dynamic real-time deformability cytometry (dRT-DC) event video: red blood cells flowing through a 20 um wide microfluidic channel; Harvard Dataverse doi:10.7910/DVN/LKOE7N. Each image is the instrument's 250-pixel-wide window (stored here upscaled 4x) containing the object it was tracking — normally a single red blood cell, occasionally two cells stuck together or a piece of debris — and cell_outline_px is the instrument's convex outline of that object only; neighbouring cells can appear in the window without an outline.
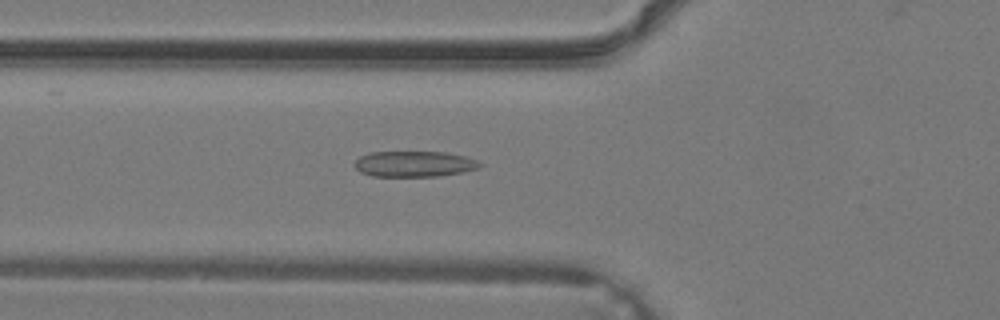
{"species": "common noctule bat (a hibernating species)", "species_latin": "Nyctalus noctula", "temperature_condition": "warm", "stored_images_in_passage": 32, "camera_frame_rate_fps": 3000, "um_per_image_px": 0.085, "animal": {"sex": "male", "body_mass_g": 19.2, "forearm_length_mm": 51.8}, "frame": {"image": 1, "passage_image": 8, "time_ms": 2.333, "image_size_px": [1000, 320], "cell_outline_px": [[484, 164], [480, 168], [464, 172], [440, 176], [372, 176], [360, 172], [356, 168], [356, 160], [360, 156], [372, 152], [444, 152], [464, 156], [476, 160]], "centroid_in_image_um": [35.26, 13.94], "position_along_channel_um": 90.5, "area_um2": 18.79}}
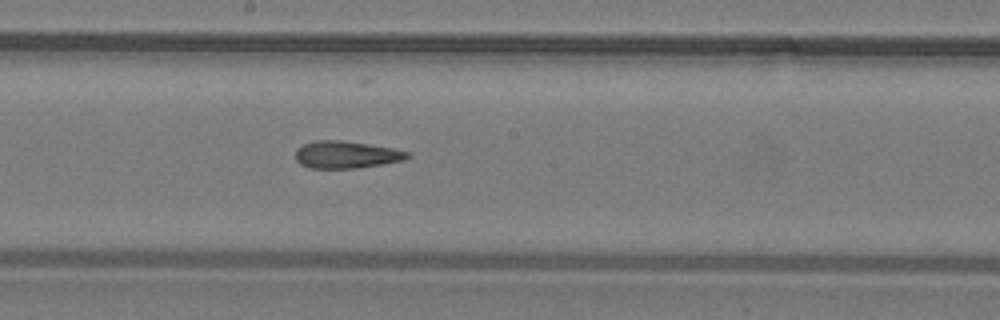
{"frame": {"image": 2, "passage_image": 15, "time_ms": 4.667, "image_size_px": [1000, 320], "cell_outline_px": [[412, 156], [404, 160], [356, 168], [308, 168], [300, 164], [296, 160], [296, 148], [304, 144], [316, 140], [340, 140], [368, 144], [392, 148], [408, 152]], "centroid_in_image_um": [29.4, 13.14], "position_along_channel_um": 218.8, "area_um2": 17.69}}
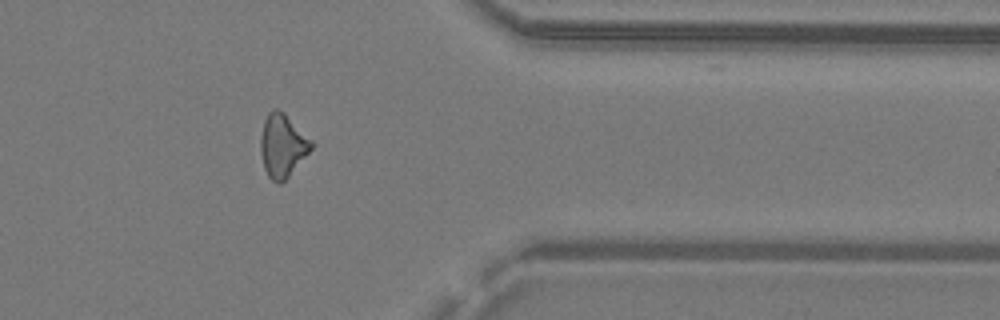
{"frame": {"image": 3, "passage_image": 25, "time_ms": 8.0, "image_size_px": [1000, 320], "cell_outline_px": [[316, 144], [288, 176], [280, 184], [276, 184], [268, 176], [264, 168], [260, 152], [260, 140], [264, 120], [268, 112], [272, 108], [276, 108], [284, 112]], "centroid_in_image_um": [24.01, 12.35], "position_along_channel_um": 387.4, "area_um2": 18.73}}